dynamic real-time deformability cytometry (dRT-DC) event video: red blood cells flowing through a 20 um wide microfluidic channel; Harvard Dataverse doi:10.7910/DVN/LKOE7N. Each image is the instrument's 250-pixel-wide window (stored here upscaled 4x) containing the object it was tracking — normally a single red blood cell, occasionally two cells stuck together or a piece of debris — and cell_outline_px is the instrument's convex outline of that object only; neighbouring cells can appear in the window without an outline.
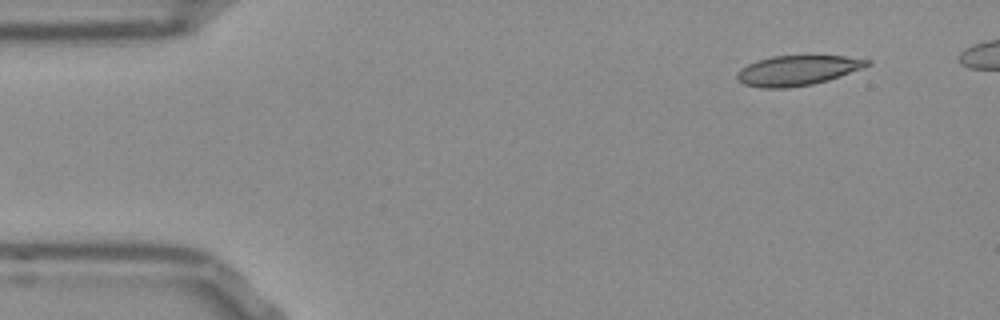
{"species": "Egyptian fruit bat (a non-hibernating species)", "species_latin": "Rousettus aegyptiacus", "temperature_condition": "room temperature", "stored_images_in_passage": 45, "camera_frame_rate_fps": 3000, "um_per_image_px": 0.085, "frame": {"image": 1, "passage_image": 2, "time_ms": 0.333, "image_size_px": [1000, 320], "cell_outline_px": [[872, 64], [840, 76], [828, 80], [812, 84], [788, 88], [760, 88], [744, 84], [736, 80], [736, 72], [740, 68], [756, 60], [772, 56], [808, 52], [844, 56], [872, 60]], "centroid_in_image_um": [67.78, 5.93], "position_along_channel_um": 17.2, "area_um2": 23.87}}
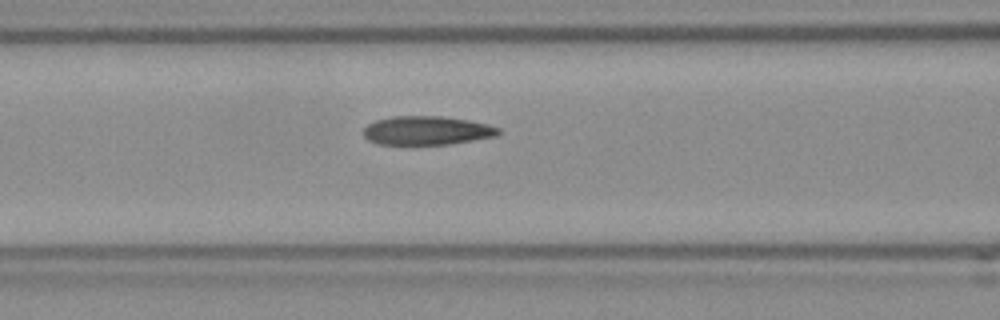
{"frame": {"image": 2, "passage_image": 18, "time_ms": 5.667, "image_size_px": [1000, 320], "cell_outline_px": [[500, 132], [496, 136], [448, 144], [376, 144], [368, 140], [364, 136], [364, 128], [368, 124], [376, 120], [392, 116], [440, 116], [468, 120], [488, 124], [500, 128]], "centroid_in_image_um": [36.26, 11.09], "position_along_channel_um": 130.3, "area_um2": 22.54}}
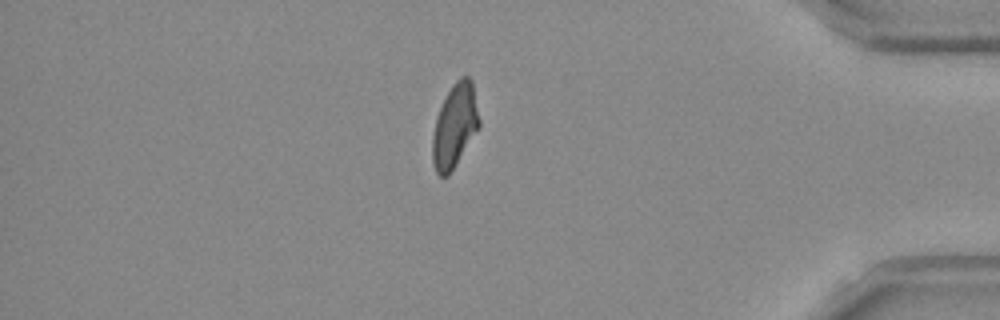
{"frame": {"image": 3, "passage_image": 42, "time_ms": 13.667, "image_size_px": [1000, 320], "cell_outline_px": [[480, 128], [448, 176], [440, 176], [436, 172], [432, 164], [432, 136], [436, 120], [440, 108], [452, 84], [460, 76], [468, 76], [472, 80], [480, 120]], "centroid_in_image_um": [38.67, 10.7], "position_along_channel_um": 396.5, "area_um2": 22.83}}